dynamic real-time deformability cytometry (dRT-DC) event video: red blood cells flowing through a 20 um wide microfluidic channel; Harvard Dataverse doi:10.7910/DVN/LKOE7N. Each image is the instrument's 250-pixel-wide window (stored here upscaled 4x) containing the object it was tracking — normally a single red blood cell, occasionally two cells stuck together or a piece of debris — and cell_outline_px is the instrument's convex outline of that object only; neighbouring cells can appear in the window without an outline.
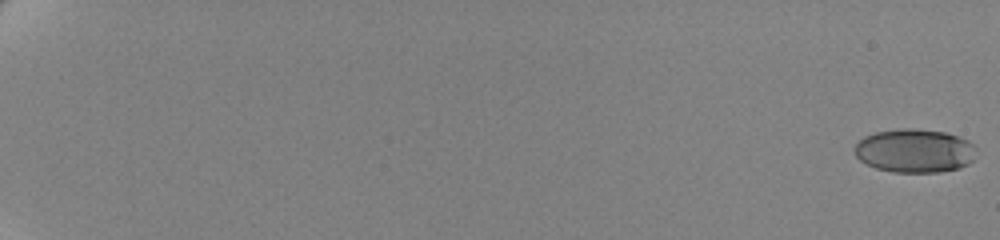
{"species": "human", "species_latin": "Homo sapiens", "temperature_condition": "cold", "stored_images_in_passage": 63, "camera_frame_rate_fps": 3000, "um_per_image_px": 0.085, "donor": {"sex": "female"}, "frame": {"image": 1, "passage_image": 1, "time_ms": 0.0, "image_size_px": [1000, 240], "cell_outline_px": [[976, 148], [972, 160], [968, 164], [956, 168], [936, 172], [896, 172], [876, 168], [860, 160], [856, 156], [852, 148], [864, 136], [876, 132], [900, 128], [912, 128], [944, 132], [968, 140]], "centroid_in_image_um": [77.71, 12.8], "position_along_channel_um": 7.3, "area_um2": 30.75}}
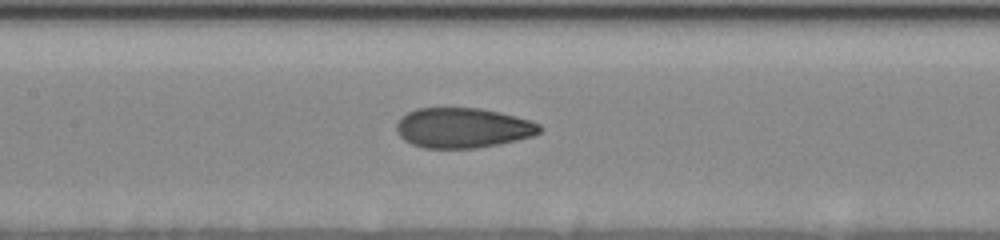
{"frame": {"image": 2, "passage_image": 35, "time_ms": 11.333, "image_size_px": [1000, 240], "cell_outline_px": [[544, 128], [540, 132], [532, 136], [500, 144], [476, 148], [424, 148], [412, 144], [404, 140], [396, 132], [396, 124], [408, 112], [416, 108], [480, 108], [500, 112], [528, 120], [540, 124]], "centroid_in_image_um": [39.34, 10.87], "position_along_channel_um": 168.1, "area_um2": 33.41}}
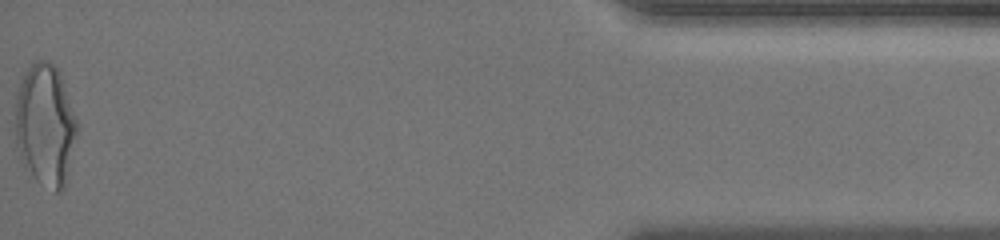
{"frame": {"image": 3, "passage_image": 63, "time_ms": 20.667, "image_size_px": [1000, 240], "cell_outline_px": [[76, 136], [64, 188], [60, 192], [56, 192], [40, 184], [36, 180], [20, 156], [16, 144], [16, 96], [20, 84], [28, 68], [36, 60], [52, 60], [60, 76], [76, 120]], "centroid_in_image_um": [3.84, 10.63], "position_along_channel_um": 431.4, "area_um2": 42.95}, "authors_computed_cell_mechanics": {"area_um2": 32.946, "velocity_mm_per_s": 3.506, "shape_relaxation_time_tau1_ms": 7.7229, "shape_relaxation_time_tau2_ms": 1.1109, "deformation_change_tau1": 0.1864, "deformation_change_tau2": 0.0607}}